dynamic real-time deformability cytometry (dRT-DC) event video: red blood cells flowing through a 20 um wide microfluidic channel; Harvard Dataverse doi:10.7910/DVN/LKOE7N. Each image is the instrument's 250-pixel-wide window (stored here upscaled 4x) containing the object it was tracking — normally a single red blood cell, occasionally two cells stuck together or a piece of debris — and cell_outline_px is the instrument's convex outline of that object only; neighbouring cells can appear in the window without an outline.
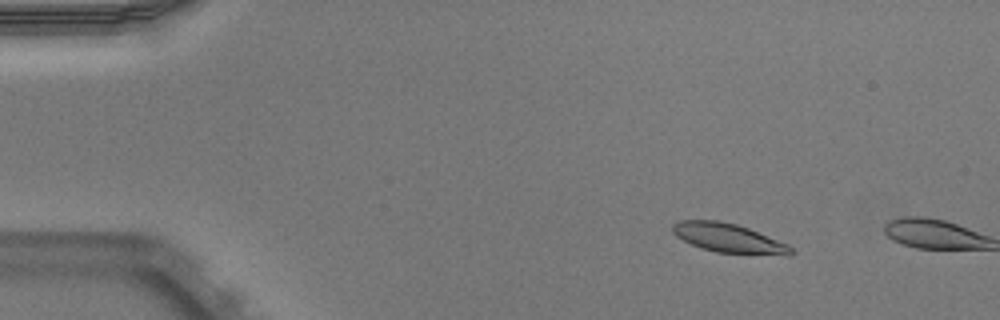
{"species": "Egyptian fruit bat (a non-hibernating species)", "species_latin": "Rousettus aegyptiacus", "temperature_condition": "warm", "stored_images_in_passage": 9, "camera_frame_rate_fps": 3000, "um_per_image_px": 0.085, "animal": {"sex": "male"}, "frame": {"image": 1, "passage_image": 8, "time_ms": 2.333, "image_size_px": [1000, 320], "cell_outline_px": [[796, 252], [792, 256], [788, 256], [716, 252], [700, 248], [676, 236], [672, 232], [672, 224], [680, 220], [716, 220], [736, 224], [748, 228], [788, 244]], "centroid_in_image_um": [61.97, 20.25], "position_along_channel_um": 23.0, "area_um2": 20.23}}